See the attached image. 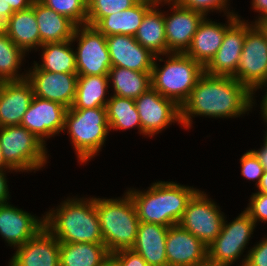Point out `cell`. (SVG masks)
<instances>
[{
  "mask_svg": "<svg viewBox=\"0 0 267 266\" xmlns=\"http://www.w3.org/2000/svg\"><path fill=\"white\" fill-rule=\"evenodd\" d=\"M1 13H14L10 4H7V0H0V14Z\"/></svg>",
  "mask_w": 267,
  "mask_h": 266,
  "instance_id": "681fc988",
  "label": "cell"
},
{
  "mask_svg": "<svg viewBox=\"0 0 267 266\" xmlns=\"http://www.w3.org/2000/svg\"><path fill=\"white\" fill-rule=\"evenodd\" d=\"M33 96V87L26 78L0 82V127L20 125Z\"/></svg>",
  "mask_w": 267,
  "mask_h": 266,
  "instance_id": "7402d4cb",
  "label": "cell"
},
{
  "mask_svg": "<svg viewBox=\"0 0 267 266\" xmlns=\"http://www.w3.org/2000/svg\"><path fill=\"white\" fill-rule=\"evenodd\" d=\"M71 40L42 44V63H36L38 69L53 73H77L75 51ZM72 47V48H71Z\"/></svg>",
  "mask_w": 267,
  "mask_h": 266,
  "instance_id": "4dcf8cb0",
  "label": "cell"
},
{
  "mask_svg": "<svg viewBox=\"0 0 267 266\" xmlns=\"http://www.w3.org/2000/svg\"><path fill=\"white\" fill-rule=\"evenodd\" d=\"M25 56L26 53L8 35L0 36V82L20 81L27 77V73L18 72Z\"/></svg>",
  "mask_w": 267,
  "mask_h": 266,
  "instance_id": "d6a6232c",
  "label": "cell"
},
{
  "mask_svg": "<svg viewBox=\"0 0 267 266\" xmlns=\"http://www.w3.org/2000/svg\"><path fill=\"white\" fill-rule=\"evenodd\" d=\"M101 266H121L120 262L112 255L109 256L103 261Z\"/></svg>",
  "mask_w": 267,
  "mask_h": 266,
  "instance_id": "c3c4849f",
  "label": "cell"
},
{
  "mask_svg": "<svg viewBox=\"0 0 267 266\" xmlns=\"http://www.w3.org/2000/svg\"><path fill=\"white\" fill-rule=\"evenodd\" d=\"M0 146L5 162L15 172L35 173L47 163V145L21 125L0 127Z\"/></svg>",
  "mask_w": 267,
  "mask_h": 266,
  "instance_id": "52a82bcc",
  "label": "cell"
},
{
  "mask_svg": "<svg viewBox=\"0 0 267 266\" xmlns=\"http://www.w3.org/2000/svg\"><path fill=\"white\" fill-rule=\"evenodd\" d=\"M224 218L217 203L198 190L188 201L178 225L208 247L219 235Z\"/></svg>",
  "mask_w": 267,
  "mask_h": 266,
  "instance_id": "30bf717a",
  "label": "cell"
},
{
  "mask_svg": "<svg viewBox=\"0 0 267 266\" xmlns=\"http://www.w3.org/2000/svg\"><path fill=\"white\" fill-rule=\"evenodd\" d=\"M71 41L78 43L75 50L78 75L109 74L112 63L106 36L95 26L88 24L77 26Z\"/></svg>",
  "mask_w": 267,
  "mask_h": 266,
  "instance_id": "8fae6325",
  "label": "cell"
},
{
  "mask_svg": "<svg viewBox=\"0 0 267 266\" xmlns=\"http://www.w3.org/2000/svg\"><path fill=\"white\" fill-rule=\"evenodd\" d=\"M121 266H149L148 263L132 249L120 250L112 254Z\"/></svg>",
  "mask_w": 267,
  "mask_h": 266,
  "instance_id": "ab89813d",
  "label": "cell"
},
{
  "mask_svg": "<svg viewBox=\"0 0 267 266\" xmlns=\"http://www.w3.org/2000/svg\"><path fill=\"white\" fill-rule=\"evenodd\" d=\"M67 130L78 162L87 163L105 145L110 132L106 107L67 109L64 129Z\"/></svg>",
  "mask_w": 267,
  "mask_h": 266,
  "instance_id": "8992f818",
  "label": "cell"
},
{
  "mask_svg": "<svg viewBox=\"0 0 267 266\" xmlns=\"http://www.w3.org/2000/svg\"><path fill=\"white\" fill-rule=\"evenodd\" d=\"M168 227L140 222L132 250L148 263L149 266H168L166 255V237Z\"/></svg>",
  "mask_w": 267,
  "mask_h": 266,
  "instance_id": "603a6c76",
  "label": "cell"
},
{
  "mask_svg": "<svg viewBox=\"0 0 267 266\" xmlns=\"http://www.w3.org/2000/svg\"><path fill=\"white\" fill-rule=\"evenodd\" d=\"M142 135L153 137L172 123L181 124V107L150 87L135 99Z\"/></svg>",
  "mask_w": 267,
  "mask_h": 266,
  "instance_id": "7c38bea8",
  "label": "cell"
},
{
  "mask_svg": "<svg viewBox=\"0 0 267 266\" xmlns=\"http://www.w3.org/2000/svg\"><path fill=\"white\" fill-rule=\"evenodd\" d=\"M162 56L168 59L160 68L157 60L162 62L164 59L161 55L155 57L151 71V87L181 107L204 73V67L185 53H167Z\"/></svg>",
  "mask_w": 267,
  "mask_h": 266,
  "instance_id": "5b68a950",
  "label": "cell"
},
{
  "mask_svg": "<svg viewBox=\"0 0 267 266\" xmlns=\"http://www.w3.org/2000/svg\"><path fill=\"white\" fill-rule=\"evenodd\" d=\"M35 11L42 44L71 40L77 25L69 18L46 7L39 0L31 6Z\"/></svg>",
  "mask_w": 267,
  "mask_h": 266,
  "instance_id": "cb8c5ba5",
  "label": "cell"
},
{
  "mask_svg": "<svg viewBox=\"0 0 267 266\" xmlns=\"http://www.w3.org/2000/svg\"><path fill=\"white\" fill-rule=\"evenodd\" d=\"M247 253L240 262L242 266H267V237L262 238Z\"/></svg>",
  "mask_w": 267,
  "mask_h": 266,
  "instance_id": "f35d334b",
  "label": "cell"
},
{
  "mask_svg": "<svg viewBox=\"0 0 267 266\" xmlns=\"http://www.w3.org/2000/svg\"><path fill=\"white\" fill-rule=\"evenodd\" d=\"M198 266H231V264L214 263V262H211L209 260H206V261L202 262L201 264H199ZM240 266H242V265H240Z\"/></svg>",
  "mask_w": 267,
  "mask_h": 266,
  "instance_id": "816d5d0a",
  "label": "cell"
},
{
  "mask_svg": "<svg viewBox=\"0 0 267 266\" xmlns=\"http://www.w3.org/2000/svg\"><path fill=\"white\" fill-rule=\"evenodd\" d=\"M257 188V192L267 194V171H264L260 183L257 185Z\"/></svg>",
  "mask_w": 267,
  "mask_h": 266,
  "instance_id": "7dc6e473",
  "label": "cell"
},
{
  "mask_svg": "<svg viewBox=\"0 0 267 266\" xmlns=\"http://www.w3.org/2000/svg\"><path fill=\"white\" fill-rule=\"evenodd\" d=\"M232 77L252 93L267 83V33L259 24L246 31L238 68Z\"/></svg>",
  "mask_w": 267,
  "mask_h": 266,
  "instance_id": "ba28073f",
  "label": "cell"
},
{
  "mask_svg": "<svg viewBox=\"0 0 267 266\" xmlns=\"http://www.w3.org/2000/svg\"><path fill=\"white\" fill-rule=\"evenodd\" d=\"M160 0L146 12L143 20L134 35V38L144 48L154 55L167 54V42L165 35L164 12L159 11ZM158 8V9H157Z\"/></svg>",
  "mask_w": 267,
  "mask_h": 266,
  "instance_id": "484cf974",
  "label": "cell"
},
{
  "mask_svg": "<svg viewBox=\"0 0 267 266\" xmlns=\"http://www.w3.org/2000/svg\"><path fill=\"white\" fill-rule=\"evenodd\" d=\"M67 109L58 102L33 96L20 125L45 144L47 138L63 132Z\"/></svg>",
  "mask_w": 267,
  "mask_h": 266,
  "instance_id": "5bb4252c",
  "label": "cell"
},
{
  "mask_svg": "<svg viewBox=\"0 0 267 266\" xmlns=\"http://www.w3.org/2000/svg\"><path fill=\"white\" fill-rule=\"evenodd\" d=\"M262 29L267 33V18L263 19L260 23H258Z\"/></svg>",
  "mask_w": 267,
  "mask_h": 266,
  "instance_id": "f5cc1de1",
  "label": "cell"
},
{
  "mask_svg": "<svg viewBox=\"0 0 267 266\" xmlns=\"http://www.w3.org/2000/svg\"><path fill=\"white\" fill-rule=\"evenodd\" d=\"M227 223L225 218L219 235L207 247V260L232 265L243 254L257 225L245 210Z\"/></svg>",
  "mask_w": 267,
  "mask_h": 266,
  "instance_id": "9c48e42d",
  "label": "cell"
},
{
  "mask_svg": "<svg viewBox=\"0 0 267 266\" xmlns=\"http://www.w3.org/2000/svg\"><path fill=\"white\" fill-rule=\"evenodd\" d=\"M176 4L192 9L194 11H198L202 13L205 17L209 12H214L215 10L218 12H224V15L227 14H236L235 12L230 11L228 9L230 4L228 2L230 0H173ZM226 12V13H225Z\"/></svg>",
  "mask_w": 267,
  "mask_h": 266,
  "instance_id": "d590c367",
  "label": "cell"
},
{
  "mask_svg": "<svg viewBox=\"0 0 267 266\" xmlns=\"http://www.w3.org/2000/svg\"><path fill=\"white\" fill-rule=\"evenodd\" d=\"M6 171L8 170H0V204L7 203V201L10 199Z\"/></svg>",
  "mask_w": 267,
  "mask_h": 266,
  "instance_id": "b9f144b4",
  "label": "cell"
},
{
  "mask_svg": "<svg viewBox=\"0 0 267 266\" xmlns=\"http://www.w3.org/2000/svg\"><path fill=\"white\" fill-rule=\"evenodd\" d=\"M252 151L258 157L261 165L263 166L264 171H267V130L265 132L264 143L261 149H253Z\"/></svg>",
  "mask_w": 267,
  "mask_h": 266,
  "instance_id": "7bdbcfd3",
  "label": "cell"
},
{
  "mask_svg": "<svg viewBox=\"0 0 267 266\" xmlns=\"http://www.w3.org/2000/svg\"><path fill=\"white\" fill-rule=\"evenodd\" d=\"M139 0H87L86 24L95 26L103 17L134 6Z\"/></svg>",
  "mask_w": 267,
  "mask_h": 266,
  "instance_id": "836d02e7",
  "label": "cell"
},
{
  "mask_svg": "<svg viewBox=\"0 0 267 266\" xmlns=\"http://www.w3.org/2000/svg\"><path fill=\"white\" fill-rule=\"evenodd\" d=\"M109 254L104 243L60 242V266H101Z\"/></svg>",
  "mask_w": 267,
  "mask_h": 266,
  "instance_id": "f546056e",
  "label": "cell"
},
{
  "mask_svg": "<svg viewBox=\"0 0 267 266\" xmlns=\"http://www.w3.org/2000/svg\"><path fill=\"white\" fill-rule=\"evenodd\" d=\"M0 170H9L8 172L14 171L4 160L2 149L0 146Z\"/></svg>",
  "mask_w": 267,
  "mask_h": 266,
  "instance_id": "f907efd6",
  "label": "cell"
},
{
  "mask_svg": "<svg viewBox=\"0 0 267 266\" xmlns=\"http://www.w3.org/2000/svg\"><path fill=\"white\" fill-rule=\"evenodd\" d=\"M112 66L124 67L138 72H151L156 55L144 48L134 36H106Z\"/></svg>",
  "mask_w": 267,
  "mask_h": 266,
  "instance_id": "ffe728a7",
  "label": "cell"
},
{
  "mask_svg": "<svg viewBox=\"0 0 267 266\" xmlns=\"http://www.w3.org/2000/svg\"><path fill=\"white\" fill-rule=\"evenodd\" d=\"M240 165L242 176L253 182L256 180L255 186L257 187L263 176L264 169L255 153L252 150L245 152L240 158Z\"/></svg>",
  "mask_w": 267,
  "mask_h": 266,
  "instance_id": "8d00e7d4",
  "label": "cell"
},
{
  "mask_svg": "<svg viewBox=\"0 0 267 266\" xmlns=\"http://www.w3.org/2000/svg\"><path fill=\"white\" fill-rule=\"evenodd\" d=\"M25 71L34 96L58 102L67 108L72 106L77 89V73H53L40 70L35 65Z\"/></svg>",
  "mask_w": 267,
  "mask_h": 266,
  "instance_id": "9a60e30c",
  "label": "cell"
},
{
  "mask_svg": "<svg viewBox=\"0 0 267 266\" xmlns=\"http://www.w3.org/2000/svg\"><path fill=\"white\" fill-rule=\"evenodd\" d=\"M254 23L239 17L226 29L223 42L217 53L204 67V72L210 75L232 77L238 68L243 50L246 31Z\"/></svg>",
  "mask_w": 267,
  "mask_h": 266,
  "instance_id": "2e32d148",
  "label": "cell"
},
{
  "mask_svg": "<svg viewBox=\"0 0 267 266\" xmlns=\"http://www.w3.org/2000/svg\"><path fill=\"white\" fill-rule=\"evenodd\" d=\"M42 217L39 219L9 202L0 204V235L10 247L13 246L15 249L45 227L44 215Z\"/></svg>",
  "mask_w": 267,
  "mask_h": 266,
  "instance_id": "ac0fdd59",
  "label": "cell"
},
{
  "mask_svg": "<svg viewBox=\"0 0 267 266\" xmlns=\"http://www.w3.org/2000/svg\"><path fill=\"white\" fill-rule=\"evenodd\" d=\"M109 82L113 95L136 99L151 87V72H138L124 67L112 66L109 70Z\"/></svg>",
  "mask_w": 267,
  "mask_h": 266,
  "instance_id": "f1b7e54d",
  "label": "cell"
},
{
  "mask_svg": "<svg viewBox=\"0 0 267 266\" xmlns=\"http://www.w3.org/2000/svg\"><path fill=\"white\" fill-rule=\"evenodd\" d=\"M251 3L254 11L259 12L258 18L253 22L254 24H258L267 18V0H252Z\"/></svg>",
  "mask_w": 267,
  "mask_h": 266,
  "instance_id": "60d3db41",
  "label": "cell"
},
{
  "mask_svg": "<svg viewBox=\"0 0 267 266\" xmlns=\"http://www.w3.org/2000/svg\"><path fill=\"white\" fill-rule=\"evenodd\" d=\"M163 3L172 5V14L164 12L167 53H185L205 16L198 11L182 7L173 0H160V4Z\"/></svg>",
  "mask_w": 267,
  "mask_h": 266,
  "instance_id": "4fadbf2b",
  "label": "cell"
},
{
  "mask_svg": "<svg viewBox=\"0 0 267 266\" xmlns=\"http://www.w3.org/2000/svg\"><path fill=\"white\" fill-rule=\"evenodd\" d=\"M46 7L69 18L77 26L87 21V0H39Z\"/></svg>",
  "mask_w": 267,
  "mask_h": 266,
  "instance_id": "e575fe53",
  "label": "cell"
},
{
  "mask_svg": "<svg viewBox=\"0 0 267 266\" xmlns=\"http://www.w3.org/2000/svg\"><path fill=\"white\" fill-rule=\"evenodd\" d=\"M253 93L234 77L203 73L181 106V126L192 127L195 116L236 118L255 106Z\"/></svg>",
  "mask_w": 267,
  "mask_h": 266,
  "instance_id": "6da1fadb",
  "label": "cell"
},
{
  "mask_svg": "<svg viewBox=\"0 0 267 266\" xmlns=\"http://www.w3.org/2000/svg\"><path fill=\"white\" fill-rule=\"evenodd\" d=\"M33 2L34 0H7L14 12L30 8Z\"/></svg>",
  "mask_w": 267,
  "mask_h": 266,
  "instance_id": "ee69618b",
  "label": "cell"
},
{
  "mask_svg": "<svg viewBox=\"0 0 267 266\" xmlns=\"http://www.w3.org/2000/svg\"><path fill=\"white\" fill-rule=\"evenodd\" d=\"M262 87H267V83H264L262 85H260L254 92H253V101H254V95H255V92L257 90H259L260 88L262 89ZM265 95L263 96L262 98V101H261V104H260V111H261V116L262 118H264L263 120L265 121L266 125H267V88H265Z\"/></svg>",
  "mask_w": 267,
  "mask_h": 266,
  "instance_id": "bcb514c9",
  "label": "cell"
},
{
  "mask_svg": "<svg viewBox=\"0 0 267 266\" xmlns=\"http://www.w3.org/2000/svg\"><path fill=\"white\" fill-rule=\"evenodd\" d=\"M157 0H139L134 6L103 17L95 27L105 36L128 35L134 36L146 12Z\"/></svg>",
  "mask_w": 267,
  "mask_h": 266,
  "instance_id": "d4e9b609",
  "label": "cell"
},
{
  "mask_svg": "<svg viewBox=\"0 0 267 266\" xmlns=\"http://www.w3.org/2000/svg\"><path fill=\"white\" fill-rule=\"evenodd\" d=\"M129 188L140 222L166 227L178 225L188 201L199 190L175 182L158 181L147 191Z\"/></svg>",
  "mask_w": 267,
  "mask_h": 266,
  "instance_id": "3957f363",
  "label": "cell"
},
{
  "mask_svg": "<svg viewBox=\"0 0 267 266\" xmlns=\"http://www.w3.org/2000/svg\"><path fill=\"white\" fill-rule=\"evenodd\" d=\"M165 249L168 266H198L207 260V246L179 225L168 227Z\"/></svg>",
  "mask_w": 267,
  "mask_h": 266,
  "instance_id": "d6986e66",
  "label": "cell"
},
{
  "mask_svg": "<svg viewBox=\"0 0 267 266\" xmlns=\"http://www.w3.org/2000/svg\"><path fill=\"white\" fill-rule=\"evenodd\" d=\"M227 24L217 23L203 18L197 27L186 55L205 67L220 48L226 29L239 17L238 14H226Z\"/></svg>",
  "mask_w": 267,
  "mask_h": 266,
  "instance_id": "44dd1931",
  "label": "cell"
},
{
  "mask_svg": "<svg viewBox=\"0 0 267 266\" xmlns=\"http://www.w3.org/2000/svg\"><path fill=\"white\" fill-rule=\"evenodd\" d=\"M108 75H78L73 109L106 107L109 100L106 92L109 87Z\"/></svg>",
  "mask_w": 267,
  "mask_h": 266,
  "instance_id": "4316f807",
  "label": "cell"
},
{
  "mask_svg": "<svg viewBox=\"0 0 267 266\" xmlns=\"http://www.w3.org/2000/svg\"><path fill=\"white\" fill-rule=\"evenodd\" d=\"M248 207L245 211L254 220L255 225L257 222H267V194L255 192L249 199Z\"/></svg>",
  "mask_w": 267,
  "mask_h": 266,
  "instance_id": "74e56055",
  "label": "cell"
},
{
  "mask_svg": "<svg viewBox=\"0 0 267 266\" xmlns=\"http://www.w3.org/2000/svg\"><path fill=\"white\" fill-rule=\"evenodd\" d=\"M13 13H1L0 14V36H6L9 34L10 29V17Z\"/></svg>",
  "mask_w": 267,
  "mask_h": 266,
  "instance_id": "f6af8a7d",
  "label": "cell"
},
{
  "mask_svg": "<svg viewBox=\"0 0 267 266\" xmlns=\"http://www.w3.org/2000/svg\"><path fill=\"white\" fill-rule=\"evenodd\" d=\"M44 215L45 227L64 243H104L95 197L67 198Z\"/></svg>",
  "mask_w": 267,
  "mask_h": 266,
  "instance_id": "7a4b0ae2",
  "label": "cell"
},
{
  "mask_svg": "<svg viewBox=\"0 0 267 266\" xmlns=\"http://www.w3.org/2000/svg\"><path fill=\"white\" fill-rule=\"evenodd\" d=\"M107 119L111 130H127L138 128L142 134V126L135 100L111 95L107 104Z\"/></svg>",
  "mask_w": 267,
  "mask_h": 266,
  "instance_id": "1f68e13d",
  "label": "cell"
},
{
  "mask_svg": "<svg viewBox=\"0 0 267 266\" xmlns=\"http://www.w3.org/2000/svg\"><path fill=\"white\" fill-rule=\"evenodd\" d=\"M15 249L9 266H60V242L46 227Z\"/></svg>",
  "mask_w": 267,
  "mask_h": 266,
  "instance_id": "e0dca14e",
  "label": "cell"
},
{
  "mask_svg": "<svg viewBox=\"0 0 267 266\" xmlns=\"http://www.w3.org/2000/svg\"><path fill=\"white\" fill-rule=\"evenodd\" d=\"M122 198H96L95 207L104 245L110 254L131 249L135 243L139 218L135 204L126 191Z\"/></svg>",
  "mask_w": 267,
  "mask_h": 266,
  "instance_id": "277c9868",
  "label": "cell"
},
{
  "mask_svg": "<svg viewBox=\"0 0 267 266\" xmlns=\"http://www.w3.org/2000/svg\"><path fill=\"white\" fill-rule=\"evenodd\" d=\"M8 37L24 52L40 47V33L35 11L32 7L14 12L10 17Z\"/></svg>",
  "mask_w": 267,
  "mask_h": 266,
  "instance_id": "83f0119b",
  "label": "cell"
}]
</instances>
